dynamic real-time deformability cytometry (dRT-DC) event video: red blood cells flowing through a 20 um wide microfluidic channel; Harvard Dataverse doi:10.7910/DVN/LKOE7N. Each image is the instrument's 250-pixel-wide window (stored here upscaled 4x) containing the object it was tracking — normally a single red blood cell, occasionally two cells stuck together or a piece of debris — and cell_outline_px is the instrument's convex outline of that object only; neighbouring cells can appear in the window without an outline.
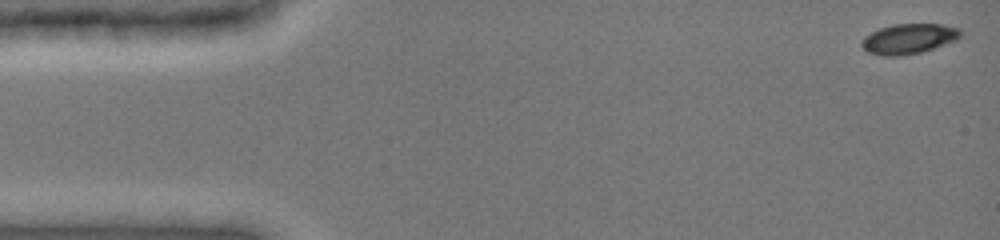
{"species": "common noctule bat (a hibernating species)", "species_latin": "Nyctalus noctula", "temperature_condition": "cold", "stored_images_in_passage": 48, "camera_frame_rate_fps": 3000, "um_per_image_px": 0.085, "animal": {"sex": "female", "body_mass_g": 19.0, "forearm_length_mm": 51.5}, "frame": {"image": 1, "passage_image": 1, "time_ms": 0.0, "image_size_px": [1000, 240], "cell_outline_px": [[960, 36], [956, 40], [920, 52], [896, 56], [880, 56], [868, 52], [860, 44], [864, 36], [880, 28], [892, 24], [940, 24], [960, 28]], "centroid_in_image_um": [77.21, 3.29], "position_along_channel_um": 7.8, "area_um2": 17.17}}
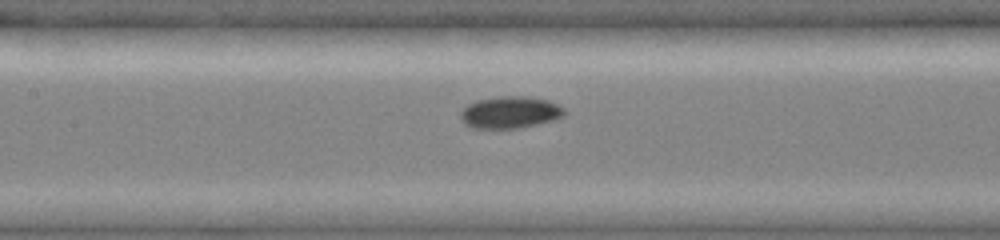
{"frame": {"image": 2, "passage_image": 22, "time_ms": 7.0, "image_size_px": [1000, 240], "cell_outline_px": [[564, 116], [556, 120], [520, 128], [472, 128], [464, 124], [460, 120], [460, 112], [468, 104], [476, 100], [500, 96], [528, 96], [548, 100], [564, 108]], "centroid_in_image_um": [43.34, 9.55], "position_along_channel_um": 164.1, "area_um2": 19.54}}
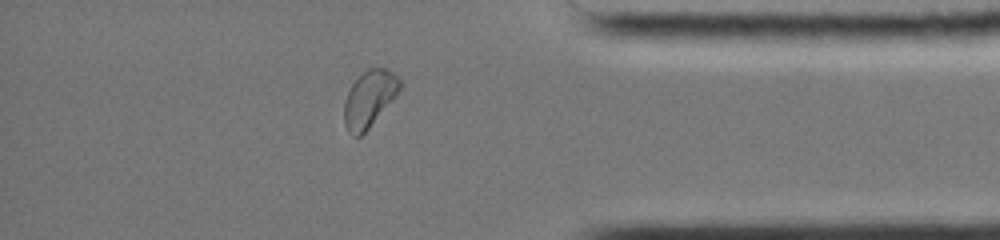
{"frame": {"image": 3, "passage_image": 41, "time_ms": 13.333, "image_size_px": [1000, 240], "cell_outline_px": [[404, 84], [396, 96], [368, 128], [360, 136], [352, 136], [348, 132], [344, 124], [344, 100], [352, 84], [368, 68], [388, 68]], "centroid_in_image_um": [31.4, 8.39], "position_along_channel_um": 403.8, "area_um2": 18.21}, "authors_computed_cell_mechanics": {"area_um2": 18.2359, "velocity_mm_per_s": 3.9533, "shape_relaxation_time_tau1_ms": 6.7042, "shape_relaxation_time_tau2_ms": 8.8438, "deformation_change_tau1": 0.1074, "deformation_change_tau2": 0.0972}}